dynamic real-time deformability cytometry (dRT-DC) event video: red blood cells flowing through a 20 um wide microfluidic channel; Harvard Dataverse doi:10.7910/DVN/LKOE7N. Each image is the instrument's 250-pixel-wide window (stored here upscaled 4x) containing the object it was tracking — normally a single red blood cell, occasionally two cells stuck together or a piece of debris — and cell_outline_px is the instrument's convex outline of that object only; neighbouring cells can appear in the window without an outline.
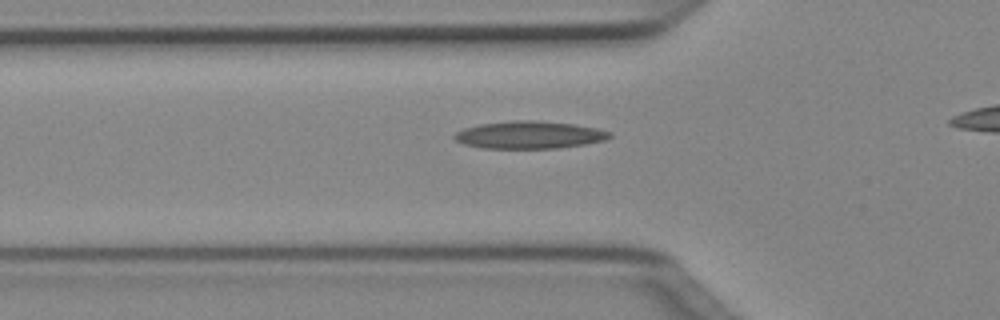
{"species": "Egyptian fruit bat (a non-hibernating species)", "species_latin": "Rousettus aegyptiacus", "temperature_condition": "cold", "stored_images_in_passage": 35, "camera_frame_rate_fps": 3000, "um_per_image_px": 0.085, "animal": {"sex": "female"}, "frame": {"image": 1, "passage_image": 11, "time_ms": 3.333, "image_size_px": [1000, 320], "cell_outline_px": [[612, 136], [604, 140], [584, 144], [560, 148], [484, 148], [464, 144], [456, 140], [452, 136], [456, 132], [464, 128], [480, 124], [512, 120], [536, 120], [572, 124], [596, 128], [612, 132]], "centroid_in_image_um": [44.99, 11.46], "position_along_channel_um": 80.8, "area_um2": 24.8}}
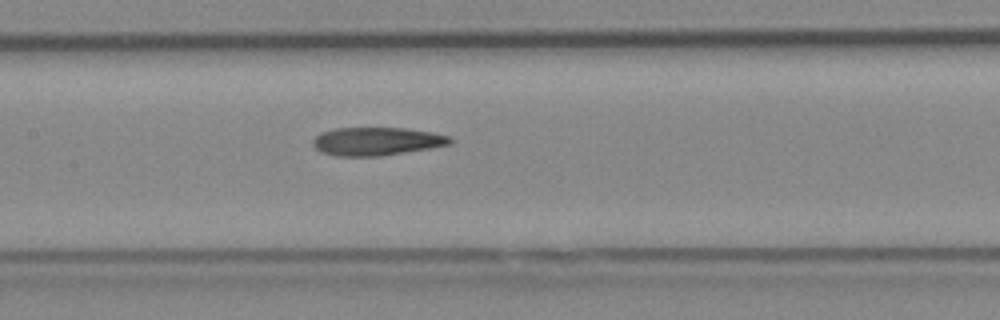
{"frame": {"image": 2, "passage_image": 18, "time_ms": 5.667, "image_size_px": [1000, 320], "cell_outline_px": [[452, 144], [432, 148], [380, 156], [336, 156], [320, 152], [312, 144], [312, 140], [320, 132], [336, 128], [404, 128], [432, 132], [448, 136], [452, 140]], "centroid_in_image_um": [32.0, 12.01], "position_along_channel_um": 175.4, "area_um2": 22.6}}
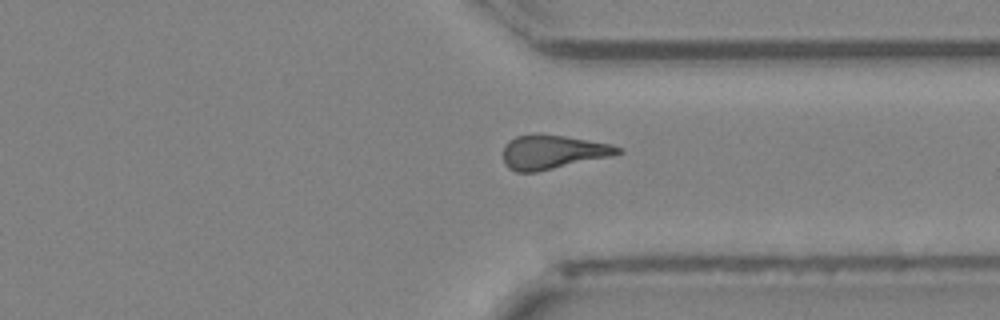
{"frame": {"image": 3, "passage_image": 32, "time_ms": 10.333, "image_size_px": [1000, 320], "cell_outline_px": [[624, 152], [612, 156], [536, 172], [516, 172], [508, 168], [504, 164], [504, 144], [508, 140], [516, 136], [564, 136], [612, 144], [624, 148]], "centroid_in_image_um": [47.02, 12.95], "position_along_channel_um": 364.4, "area_um2": 22.43}}